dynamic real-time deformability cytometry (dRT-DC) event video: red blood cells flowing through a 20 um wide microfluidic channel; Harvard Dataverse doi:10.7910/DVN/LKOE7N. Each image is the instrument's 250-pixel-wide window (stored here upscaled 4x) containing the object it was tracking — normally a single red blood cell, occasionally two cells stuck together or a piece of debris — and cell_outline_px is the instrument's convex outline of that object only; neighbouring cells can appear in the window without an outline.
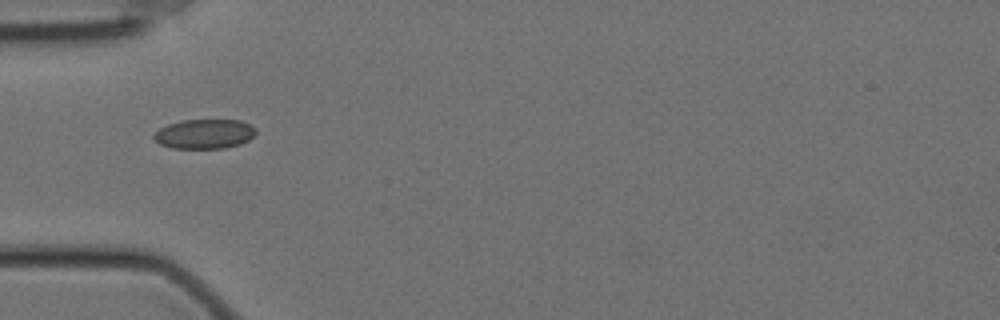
{"species": "Egyptian fruit bat (a non-hibernating species)", "species_latin": "Rousettus aegyptiacus", "temperature_condition": "cold", "stored_images_in_passage": 17, "camera_frame_rate_fps": 3000, "um_per_image_px": 0.085, "animal": {"sex": "female"}, "frame": {"image": 1, "passage_image": 1, "time_ms": 0.0, "image_size_px": [1000, 320], "cell_outline_px": [[256, 132], [248, 140], [240, 144], [224, 148], [172, 148], [160, 144], [152, 136], [160, 128], [168, 124], [184, 120], [240, 120], [256, 128]], "centroid_in_image_um": [17.38, 11.38], "position_along_channel_um": 67.6, "area_um2": 17.4}}
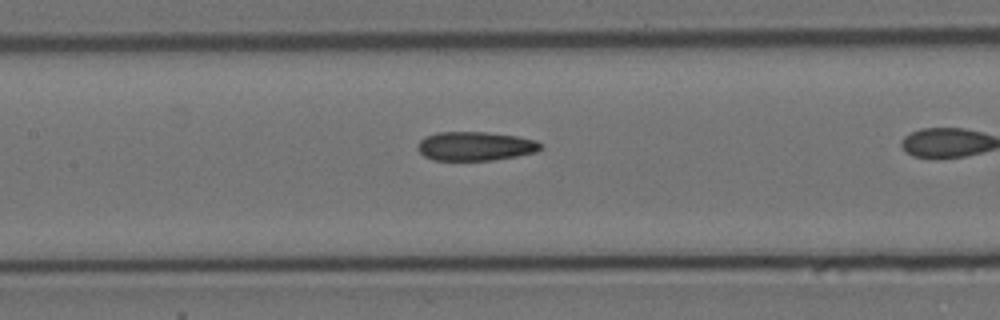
{"frame": {"image": 2, "passage_image": 6, "time_ms": 1.667, "image_size_px": [1000, 320], "cell_outline_px": [[544, 144], [536, 152], [516, 156], [492, 160], [432, 160], [424, 156], [420, 152], [420, 140], [424, 136], [436, 132], [484, 132], [516, 136], [536, 140]], "centroid_in_image_um": [40.41, 12.42], "position_along_channel_um": 167.0, "area_um2": 20.63}}
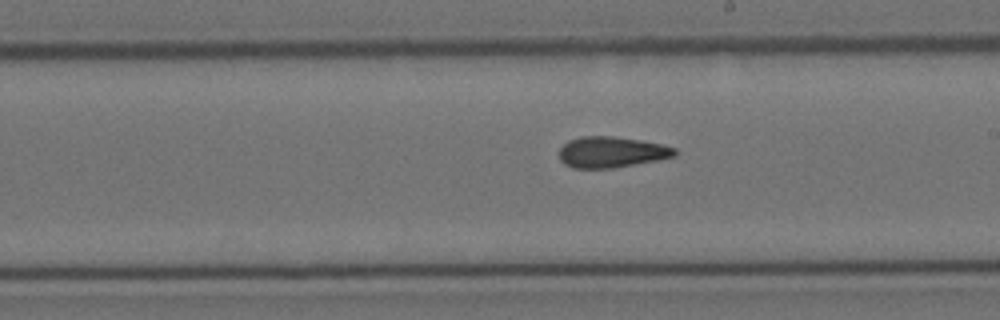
{"frame": {"image": 3, "passage_image": 12, "time_ms": 3.667, "image_size_px": [1000, 320], "cell_outline_px": [[676, 156], [656, 160], [612, 168], [572, 168], [564, 164], [560, 160], [560, 148], [568, 140], [580, 136], [612, 136], [640, 140], [660, 144], [676, 148]], "centroid_in_image_um": [51.94, 12.92], "position_along_channel_um": 237.1, "area_um2": 20.75}}